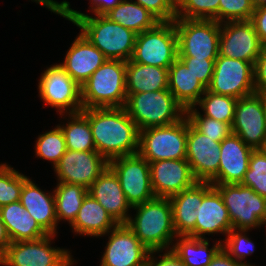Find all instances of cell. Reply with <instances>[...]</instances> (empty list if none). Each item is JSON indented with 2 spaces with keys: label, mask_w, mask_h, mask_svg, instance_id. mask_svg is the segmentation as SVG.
Segmentation results:
<instances>
[{
  "label": "cell",
  "mask_w": 266,
  "mask_h": 266,
  "mask_svg": "<svg viewBox=\"0 0 266 266\" xmlns=\"http://www.w3.org/2000/svg\"><path fill=\"white\" fill-rule=\"evenodd\" d=\"M53 13L68 19L80 28L86 39L107 59L129 61L133 55L137 34L111 21L105 15L89 16L70 8L67 1L33 0Z\"/></svg>",
  "instance_id": "1"
},
{
  "label": "cell",
  "mask_w": 266,
  "mask_h": 266,
  "mask_svg": "<svg viewBox=\"0 0 266 266\" xmlns=\"http://www.w3.org/2000/svg\"><path fill=\"white\" fill-rule=\"evenodd\" d=\"M96 151L108 162L138 154L139 130L125 107L86 108Z\"/></svg>",
  "instance_id": "2"
},
{
  "label": "cell",
  "mask_w": 266,
  "mask_h": 266,
  "mask_svg": "<svg viewBox=\"0 0 266 266\" xmlns=\"http://www.w3.org/2000/svg\"><path fill=\"white\" fill-rule=\"evenodd\" d=\"M135 218L126 225L150 251L171 249L173 238H177L173 226L172 206L169 198L155 197L135 205Z\"/></svg>",
  "instance_id": "3"
},
{
  "label": "cell",
  "mask_w": 266,
  "mask_h": 266,
  "mask_svg": "<svg viewBox=\"0 0 266 266\" xmlns=\"http://www.w3.org/2000/svg\"><path fill=\"white\" fill-rule=\"evenodd\" d=\"M126 62L107 59L81 86L83 109L125 107Z\"/></svg>",
  "instance_id": "4"
},
{
  "label": "cell",
  "mask_w": 266,
  "mask_h": 266,
  "mask_svg": "<svg viewBox=\"0 0 266 266\" xmlns=\"http://www.w3.org/2000/svg\"><path fill=\"white\" fill-rule=\"evenodd\" d=\"M125 109L139 131L173 124L186 115L168 89L127 94Z\"/></svg>",
  "instance_id": "5"
},
{
  "label": "cell",
  "mask_w": 266,
  "mask_h": 266,
  "mask_svg": "<svg viewBox=\"0 0 266 266\" xmlns=\"http://www.w3.org/2000/svg\"><path fill=\"white\" fill-rule=\"evenodd\" d=\"M188 119L139 131L138 154L148 163L186 159Z\"/></svg>",
  "instance_id": "6"
},
{
  "label": "cell",
  "mask_w": 266,
  "mask_h": 266,
  "mask_svg": "<svg viewBox=\"0 0 266 266\" xmlns=\"http://www.w3.org/2000/svg\"><path fill=\"white\" fill-rule=\"evenodd\" d=\"M178 58V38L174 21L159 22L137 34L131 60L138 64L169 68Z\"/></svg>",
  "instance_id": "7"
},
{
  "label": "cell",
  "mask_w": 266,
  "mask_h": 266,
  "mask_svg": "<svg viewBox=\"0 0 266 266\" xmlns=\"http://www.w3.org/2000/svg\"><path fill=\"white\" fill-rule=\"evenodd\" d=\"M222 196L234 229L261 227L266 220V198L240 184L213 185Z\"/></svg>",
  "instance_id": "8"
},
{
  "label": "cell",
  "mask_w": 266,
  "mask_h": 266,
  "mask_svg": "<svg viewBox=\"0 0 266 266\" xmlns=\"http://www.w3.org/2000/svg\"><path fill=\"white\" fill-rule=\"evenodd\" d=\"M178 57L217 59L220 23L215 20L175 18Z\"/></svg>",
  "instance_id": "9"
},
{
  "label": "cell",
  "mask_w": 266,
  "mask_h": 266,
  "mask_svg": "<svg viewBox=\"0 0 266 266\" xmlns=\"http://www.w3.org/2000/svg\"><path fill=\"white\" fill-rule=\"evenodd\" d=\"M55 235L37 240L11 242L0 258L3 266H71L72 255L67 249L51 247Z\"/></svg>",
  "instance_id": "10"
},
{
  "label": "cell",
  "mask_w": 266,
  "mask_h": 266,
  "mask_svg": "<svg viewBox=\"0 0 266 266\" xmlns=\"http://www.w3.org/2000/svg\"><path fill=\"white\" fill-rule=\"evenodd\" d=\"M41 75L38 83L39 96L46 104L57 108L61 116L64 115L63 113L67 115L83 109L81 87L60 64L47 68Z\"/></svg>",
  "instance_id": "11"
},
{
  "label": "cell",
  "mask_w": 266,
  "mask_h": 266,
  "mask_svg": "<svg viewBox=\"0 0 266 266\" xmlns=\"http://www.w3.org/2000/svg\"><path fill=\"white\" fill-rule=\"evenodd\" d=\"M109 167L119 178L131 207L156 197L151 186L149 163L139 154L112 159Z\"/></svg>",
  "instance_id": "12"
},
{
  "label": "cell",
  "mask_w": 266,
  "mask_h": 266,
  "mask_svg": "<svg viewBox=\"0 0 266 266\" xmlns=\"http://www.w3.org/2000/svg\"><path fill=\"white\" fill-rule=\"evenodd\" d=\"M207 90L237 99L255 93L253 65L243 60L218 56Z\"/></svg>",
  "instance_id": "13"
},
{
  "label": "cell",
  "mask_w": 266,
  "mask_h": 266,
  "mask_svg": "<svg viewBox=\"0 0 266 266\" xmlns=\"http://www.w3.org/2000/svg\"><path fill=\"white\" fill-rule=\"evenodd\" d=\"M232 133L252 149L266 146V116L263 95L253 93L237 99Z\"/></svg>",
  "instance_id": "14"
},
{
  "label": "cell",
  "mask_w": 266,
  "mask_h": 266,
  "mask_svg": "<svg viewBox=\"0 0 266 266\" xmlns=\"http://www.w3.org/2000/svg\"><path fill=\"white\" fill-rule=\"evenodd\" d=\"M263 47L250 20L220 24L218 56L243 60L254 66Z\"/></svg>",
  "instance_id": "15"
},
{
  "label": "cell",
  "mask_w": 266,
  "mask_h": 266,
  "mask_svg": "<svg viewBox=\"0 0 266 266\" xmlns=\"http://www.w3.org/2000/svg\"><path fill=\"white\" fill-rule=\"evenodd\" d=\"M109 167V162L96 150H68L54 167L58 182L77 184L86 189Z\"/></svg>",
  "instance_id": "16"
},
{
  "label": "cell",
  "mask_w": 266,
  "mask_h": 266,
  "mask_svg": "<svg viewBox=\"0 0 266 266\" xmlns=\"http://www.w3.org/2000/svg\"><path fill=\"white\" fill-rule=\"evenodd\" d=\"M220 142L199 132L188 120L186 160L197 182L212 183L220 164Z\"/></svg>",
  "instance_id": "17"
},
{
  "label": "cell",
  "mask_w": 266,
  "mask_h": 266,
  "mask_svg": "<svg viewBox=\"0 0 266 266\" xmlns=\"http://www.w3.org/2000/svg\"><path fill=\"white\" fill-rule=\"evenodd\" d=\"M102 256L100 266H145L149 251L126 224H118Z\"/></svg>",
  "instance_id": "18"
},
{
  "label": "cell",
  "mask_w": 266,
  "mask_h": 266,
  "mask_svg": "<svg viewBox=\"0 0 266 266\" xmlns=\"http://www.w3.org/2000/svg\"><path fill=\"white\" fill-rule=\"evenodd\" d=\"M149 166L156 197L170 198L197 182L186 159L154 161Z\"/></svg>",
  "instance_id": "19"
},
{
  "label": "cell",
  "mask_w": 266,
  "mask_h": 266,
  "mask_svg": "<svg viewBox=\"0 0 266 266\" xmlns=\"http://www.w3.org/2000/svg\"><path fill=\"white\" fill-rule=\"evenodd\" d=\"M253 150L234 133L223 139L220 142L219 171L217 178L211 184L242 183L248 170L249 159Z\"/></svg>",
  "instance_id": "20"
},
{
  "label": "cell",
  "mask_w": 266,
  "mask_h": 266,
  "mask_svg": "<svg viewBox=\"0 0 266 266\" xmlns=\"http://www.w3.org/2000/svg\"><path fill=\"white\" fill-rule=\"evenodd\" d=\"M232 228L219 191L210 182H203V200L196 218L195 238L203 239L206 234L213 233L227 235Z\"/></svg>",
  "instance_id": "21"
},
{
  "label": "cell",
  "mask_w": 266,
  "mask_h": 266,
  "mask_svg": "<svg viewBox=\"0 0 266 266\" xmlns=\"http://www.w3.org/2000/svg\"><path fill=\"white\" fill-rule=\"evenodd\" d=\"M107 58L80 32L60 66L81 87Z\"/></svg>",
  "instance_id": "22"
},
{
  "label": "cell",
  "mask_w": 266,
  "mask_h": 266,
  "mask_svg": "<svg viewBox=\"0 0 266 266\" xmlns=\"http://www.w3.org/2000/svg\"><path fill=\"white\" fill-rule=\"evenodd\" d=\"M88 194L96 199L118 224L128 222L131 216L127 215V211L132 207L126 200L119 178L110 167L93 182Z\"/></svg>",
  "instance_id": "23"
},
{
  "label": "cell",
  "mask_w": 266,
  "mask_h": 266,
  "mask_svg": "<svg viewBox=\"0 0 266 266\" xmlns=\"http://www.w3.org/2000/svg\"><path fill=\"white\" fill-rule=\"evenodd\" d=\"M172 206L173 226L177 236L195 238V223L203 200V182L169 198Z\"/></svg>",
  "instance_id": "24"
},
{
  "label": "cell",
  "mask_w": 266,
  "mask_h": 266,
  "mask_svg": "<svg viewBox=\"0 0 266 266\" xmlns=\"http://www.w3.org/2000/svg\"><path fill=\"white\" fill-rule=\"evenodd\" d=\"M20 202L47 234L57 233L54 193H44L28 178L22 187Z\"/></svg>",
  "instance_id": "25"
},
{
  "label": "cell",
  "mask_w": 266,
  "mask_h": 266,
  "mask_svg": "<svg viewBox=\"0 0 266 266\" xmlns=\"http://www.w3.org/2000/svg\"><path fill=\"white\" fill-rule=\"evenodd\" d=\"M0 218L11 242L37 240L48 235L20 201L1 206Z\"/></svg>",
  "instance_id": "26"
},
{
  "label": "cell",
  "mask_w": 266,
  "mask_h": 266,
  "mask_svg": "<svg viewBox=\"0 0 266 266\" xmlns=\"http://www.w3.org/2000/svg\"><path fill=\"white\" fill-rule=\"evenodd\" d=\"M168 90L186 110L195 106L207 88L191 70L177 58L168 68Z\"/></svg>",
  "instance_id": "27"
},
{
  "label": "cell",
  "mask_w": 266,
  "mask_h": 266,
  "mask_svg": "<svg viewBox=\"0 0 266 266\" xmlns=\"http://www.w3.org/2000/svg\"><path fill=\"white\" fill-rule=\"evenodd\" d=\"M117 225L118 223L99 202L87 194L74 222L70 226L77 234L102 237V235L109 234L111 229Z\"/></svg>",
  "instance_id": "28"
},
{
  "label": "cell",
  "mask_w": 266,
  "mask_h": 266,
  "mask_svg": "<svg viewBox=\"0 0 266 266\" xmlns=\"http://www.w3.org/2000/svg\"><path fill=\"white\" fill-rule=\"evenodd\" d=\"M127 94L168 89V68L126 62Z\"/></svg>",
  "instance_id": "29"
},
{
  "label": "cell",
  "mask_w": 266,
  "mask_h": 266,
  "mask_svg": "<svg viewBox=\"0 0 266 266\" xmlns=\"http://www.w3.org/2000/svg\"><path fill=\"white\" fill-rule=\"evenodd\" d=\"M105 16L136 34L152 29L160 22L147 9L132 0H121Z\"/></svg>",
  "instance_id": "30"
},
{
  "label": "cell",
  "mask_w": 266,
  "mask_h": 266,
  "mask_svg": "<svg viewBox=\"0 0 266 266\" xmlns=\"http://www.w3.org/2000/svg\"><path fill=\"white\" fill-rule=\"evenodd\" d=\"M176 243L171 249L183 261L185 266H207L216 253L222 248L221 240L215 242L212 248H209V242L206 238H194L191 236H178Z\"/></svg>",
  "instance_id": "31"
},
{
  "label": "cell",
  "mask_w": 266,
  "mask_h": 266,
  "mask_svg": "<svg viewBox=\"0 0 266 266\" xmlns=\"http://www.w3.org/2000/svg\"><path fill=\"white\" fill-rule=\"evenodd\" d=\"M56 206V218L67 220L71 225L79 212L88 189L77 184L58 182L53 190Z\"/></svg>",
  "instance_id": "32"
},
{
  "label": "cell",
  "mask_w": 266,
  "mask_h": 266,
  "mask_svg": "<svg viewBox=\"0 0 266 266\" xmlns=\"http://www.w3.org/2000/svg\"><path fill=\"white\" fill-rule=\"evenodd\" d=\"M68 115L71 121L66 126L58 125L64 134L66 148L74 151L96 150L88 118L81 111Z\"/></svg>",
  "instance_id": "33"
},
{
  "label": "cell",
  "mask_w": 266,
  "mask_h": 266,
  "mask_svg": "<svg viewBox=\"0 0 266 266\" xmlns=\"http://www.w3.org/2000/svg\"><path fill=\"white\" fill-rule=\"evenodd\" d=\"M237 98L212 93L206 90L203 97L195 104L204 111L203 116L228 123L232 126Z\"/></svg>",
  "instance_id": "34"
},
{
  "label": "cell",
  "mask_w": 266,
  "mask_h": 266,
  "mask_svg": "<svg viewBox=\"0 0 266 266\" xmlns=\"http://www.w3.org/2000/svg\"><path fill=\"white\" fill-rule=\"evenodd\" d=\"M35 150L37 157L50 161L55 167L67 151L61 128L57 125L55 129L40 134L36 141Z\"/></svg>",
  "instance_id": "35"
},
{
  "label": "cell",
  "mask_w": 266,
  "mask_h": 266,
  "mask_svg": "<svg viewBox=\"0 0 266 266\" xmlns=\"http://www.w3.org/2000/svg\"><path fill=\"white\" fill-rule=\"evenodd\" d=\"M219 0H176V18L219 22Z\"/></svg>",
  "instance_id": "36"
},
{
  "label": "cell",
  "mask_w": 266,
  "mask_h": 266,
  "mask_svg": "<svg viewBox=\"0 0 266 266\" xmlns=\"http://www.w3.org/2000/svg\"><path fill=\"white\" fill-rule=\"evenodd\" d=\"M27 176L7 164H0V207L20 201L21 190Z\"/></svg>",
  "instance_id": "37"
},
{
  "label": "cell",
  "mask_w": 266,
  "mask_h": 266,
  "mask_svg": "<svg viewBox=\"0 0 266 266\" xmlns=\"http://www.w3.org/2000/svg\"><path fill=\"white\" fill-rule=\"evenodd\" d=\"M186 117L199 132L214 141L221 142L232 133L230 124L201 115L195 106L186 109Z\"/></svg>",
  "instance_id": "38"
},
{
  "label": "cell",
  "mask_w": 266,
  "mask_h": 266,
  "mask_svg": "<svg viewBox=\"0 0 266 266\" xmlns=\"http://www.w3.org/2000/svg\"><path fill=\"white\" fill-rule=\"evenodd\" d=\"M241 184L266 198V152L263 149L252 151L249 167Z\"/></svg>",
  "instance_id": "39"
},
{
  "label": "cell",
  "mask_w": 266,
  "mask_h": 266,
  "mask_svg": "<svg viewBox=\"0 0 266 266\" xmlns=\"http://www.w3.org/2000/svg\"><path fill=\"white\" fill-rule=\"evenodd\" d=\"M248 230L232 228L228 234L225 242L222 244L224 250L236 261L244 266H253L242 262V260L252 253H254V243L246 236ZM244 233V234H243Z\"/></svg>",
  "instance_id": "40"
},
{
  "label": "cell",
  "mask_w": 266,
  "mask_h": 266,
  "mask_svg": "<svg viewBox=\"0 0 266 266\" xmlns=\"http://www.w3.org/2000/svg\"><path fill=\"white\" fill-rule=\"evenodd\" d=\"M219 23L250 20L255 7L251 0H219ZM226 20V21H225Z\"/></svg>",
  "instance_id": "41"
},
{
  "label": "cell",
  "mask_w": 266,
  "mask_h": 266,
  "mask_svg": "<svg viewBox=\"0 0 266 266\" xmlns=\"http://www.w3.org/2000/svg\"><path fill=\"white\" fill-rule=\"evenodd\" d=\"M160 22L174 21L176 18V0H136Z\"/></svg>",
  "instance_id": "42"
},
{
  "label": "cell",
  "mask_w": 266,
  "mask_h": 266,
  "mask_svg": "<svg viewBox=\"0 0 266 266\" xmlns=\"http://www.w3.org/2000/svg\"><path fill=\"white\" fill-rule=\"evenodd\" d=\"M207 88L210 85L216 59L178 57Z\"/></svg>",
  "instance_id": "43"
},
{
  "label": "cell",
  "mask_w": 266,
  "mask_h": 266,
  "mask_svg": "<svg viewBox=\"0 0 266 266\" xmlns=\"http://www.w3.org/2000/svg\"><path fill=\"white\" fill-rule=\"evenodd\" d=\"M255 93L266 94V47L261 50L260 55L253 66Z\"/></svg>",
  "instance_id": "44"
},
{
  "label": "cell",
  "mask_w": 266,
  "mask_h": 266,
  "mask_svg": "<svg viewBox=\"0 0 266 266\" xmlns=\"http://www.w3.org/2000/svg\"><path fill=\"white\" fill-rule=\"evenodd\" d=\"M155 252H161V250L149 251L146 259L145 266H185L183 261L177 256V254L172 250L168 249L160 258V260H155L153 254Z\"/></svg>",
  "instance_id": "45"
},
{
  "label": "cell",
  "mask_w": 266,
  "mask_h": 266,
  "mask_svg": "<svg viewBox=\"0 0 266 266\" xmlns=\"http://www.w3.org/2000/svg\"><path fill=\"white\" fill-rule=\"evenodd\" d=\"M260 42L266 45V7L255 8L250 19Z\"/></svg>",
  "instance_id": "46"
},
{
  "label": "cell",
  "mask_w": 266,
  "mask_h": 266,
  "mask_svg": "<svg viewBox=\"0 0 266 266\" xmlns=\"http://www.w3.org/2000/svg\"><path fill=\"white\" fill-rule=\"evenodd\" d=\"M207 266H244L232 258L222 247Z\"/></svg>",
  "instance_id": "47"
},
{
  "label": "cell",
  "mask_w": 266,
  "mask_h": 266,
  "mask_svg": "<svg viewBox=\"0 0 266 266\" xmlns=\"http://www.w3.org/2000/svg\"><path fill=\"white\" fill-rule=\"evenodd\" d=\"M92 6H90L92 9V12L94 15H105L110 10L114 9L121 0H91Z\"/></svg>",
  "instance_id": "48"
},
{
  "label": "cell",
  "mask_w": 266,
  "mask_h": 266,
  "mask_svg": "<svg viewBox=\"0 0 266 266\" xmlns=\"http://www.w3.org/2000/svg\"><path fill=\"white\" fill-rule=\"evenodd\" d=\"M11 241L8 236L6 227L0 218V258L5 254L7 247L10 245Z\"/></svg>",
  "instance_id": "49"
},
{
  "label": "cell",
  "mask_w": 266,
  "mask_h": 266,
  "mask_svg": "<svg viewBox=\"0 0 266 266\" xmlns=\"http://www.w3.org/2000/svg\"><path fill=\"white\" fill-rule=\"evenodd\" d=\"M251 1L255 8L266 7V0H251Z\"/></svg>",
  "instance_id": "50"
},
{
  "label": "cell",
  "mask_w": 266,
  "mask_h": 266,
  "mask_svg": "<svg viewBox=\"0 0 266 266\" xmlns=\"http://www.w3.org/2000/svg\"><path fill=\"white\" fill-rule=\"evenodd\" d=\"M263 101L265 106V116H266V94L263 95Z\"/></svg>",
  "instance_id": "51"
}]
</instances>
